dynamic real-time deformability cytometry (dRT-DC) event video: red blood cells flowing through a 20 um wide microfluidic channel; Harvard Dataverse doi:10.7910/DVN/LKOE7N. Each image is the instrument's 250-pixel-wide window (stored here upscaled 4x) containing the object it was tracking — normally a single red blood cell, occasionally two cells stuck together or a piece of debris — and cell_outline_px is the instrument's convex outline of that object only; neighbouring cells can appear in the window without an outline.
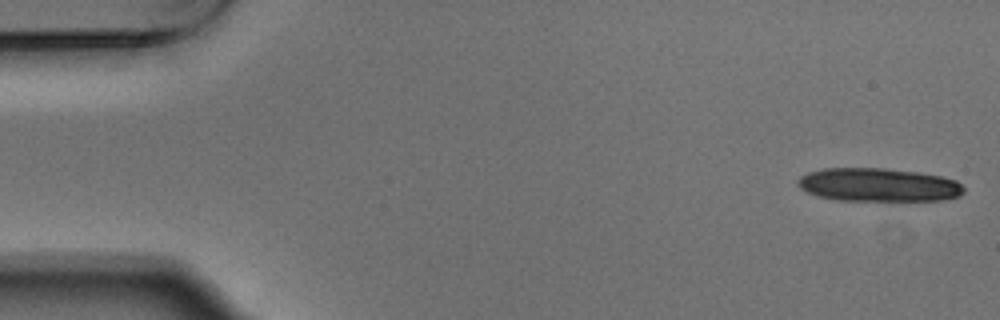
{"species": "Egyptian fruit bat (a non-hibernating species)", "species_latin": "Rousettus aegyptiacus", "temperature_condition": "warm", "stored_images_in_passage": 14, "camera_frame_rate_fps": 3000, "um_per_image_px": 0.085, "animal": {"sex": "male"}, "frame": {"image": 1, "passage_image": 1, "time_ms": 0.0, "image_size_px": [1000, 320], "cell_outline_px": [[964, 192], [960, 196], [940, 200], [840, 200], [820, 196], [808, 192], [800, 188], [796, 180], [800, 176], [808, 172], [824, 168], [884, 168], [916, 172], [940, 176], [956, 180], [964, 188]], "centroid_in_image_um": [74.66, 15.7], "position_along_channel_um": 10.3, "area_um2": 32.08}}